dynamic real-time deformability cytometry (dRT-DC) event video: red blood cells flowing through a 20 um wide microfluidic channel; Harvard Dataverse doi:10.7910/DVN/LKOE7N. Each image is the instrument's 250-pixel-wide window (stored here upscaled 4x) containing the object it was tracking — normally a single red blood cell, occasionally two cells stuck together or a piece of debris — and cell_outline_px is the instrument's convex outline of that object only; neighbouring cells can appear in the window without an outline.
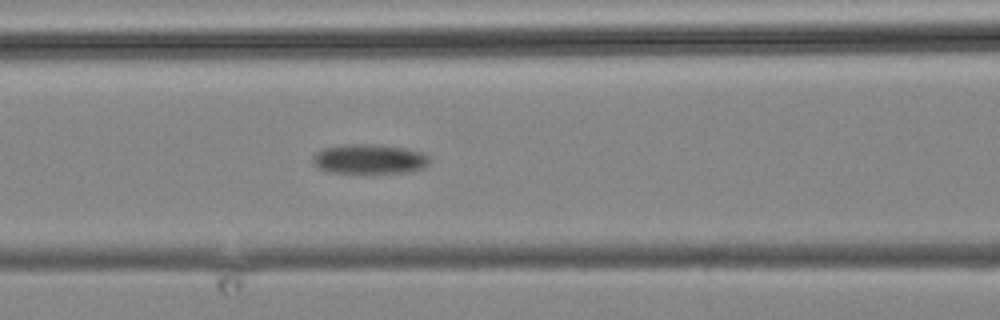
{"species": "common noctule bat (a hibernating species)", "species_latin": "Nyctalus noctula", "temperature_condition": "cold", "stored_images_in_passage": 15, "camera_frame_rate_fps": 3000, "um_per_image_px": 0.085, "animal": {"sex": "male", "body_mass_g": 19.2, "forearm_length_mm": 51.8}, "frame": {"image": 1, "passage_image": 15, "time_ms": 17.667, "image_size_px": [1000, 320], "cell_outline_px": [[428, 164], [420, 168], [408, 172], [332, 172], [320, 168], [312, 160], [312, 156], [316, 152], [324, 148], [348, 144], [368, 144], [404, 148], [424, 152], [428, 156]], "centroid_in_image_um": [31.39, 13.5], "position_along_channel_um": 135.2, "area_um2": 19.65}}